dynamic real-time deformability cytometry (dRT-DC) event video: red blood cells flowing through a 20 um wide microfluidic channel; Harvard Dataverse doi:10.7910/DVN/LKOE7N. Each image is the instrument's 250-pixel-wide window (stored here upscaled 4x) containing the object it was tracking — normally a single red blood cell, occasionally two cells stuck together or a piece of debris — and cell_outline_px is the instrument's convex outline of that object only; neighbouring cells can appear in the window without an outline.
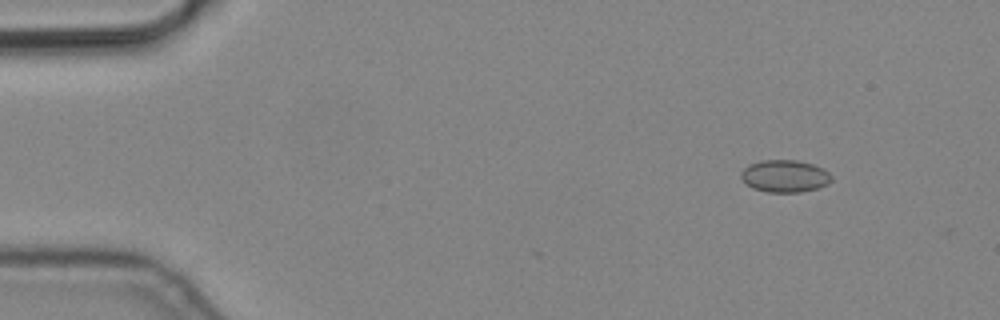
{"species": "common noctule bat (a hibernating species)", "species_latin": "Nyctalus noctula", "temperature_condition": "cold", "stored_images_in_passage": 6, "camera_frame_rate_fps": 3000, "um_per_image_px": 0.085, "animal": {"sex": "male", "body_mass_g": 19.2, "forearm_length_mm": 51.8}, "frame": {"image": 1, "passage_image": 2, "time_ms": 0.333, "image_size_px": [1000, 320], "cell_outline_px": [[832, 180], [828, 184], [816, 188], [800, 192], [768, 192], [752, 188], [740, 176], [740, 172], [748, 164], [760, 160], [796, 160], [812, 164], [824, 168], [832, 176]], "centroid_in_image_um": [66.71, 14.96], "position_along_channel_um": 18.3, "area_um2": 17.05}}
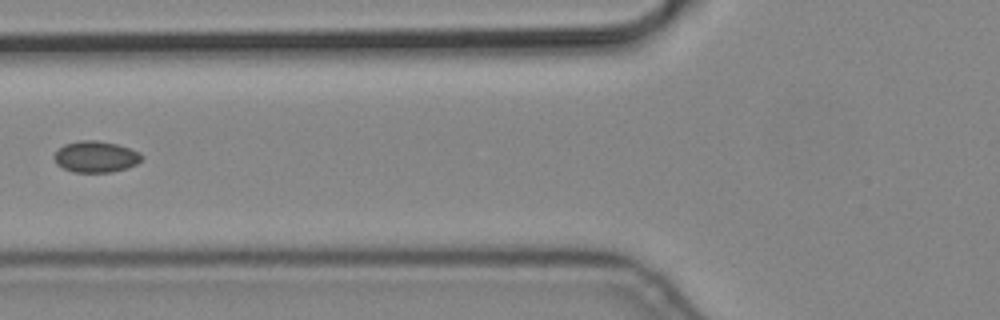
{"frame": {"image": 2, "passage_image": 5, "time_ms": 1.333, "image_size_px": [1000, 320], "cell_outline_px": [[144, 156], [136, 164], [128, 168], [112, 172], [72, 172], [56, 164], [52, 156], [64, 144], [80, 140], [96, 140], [116, 144], [140, 152]], "centroid_in_image_um": [8.13, 13.33], "position_along_channel_um": 117.7, "area_um2": 16.01}}
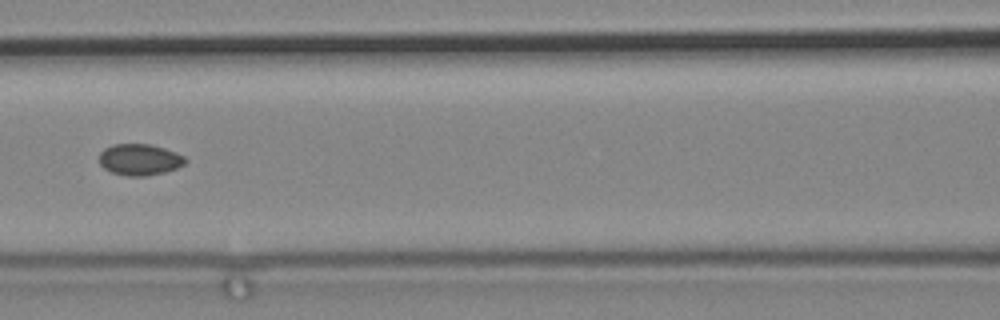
{"frame": {"image": 3, "passage_image": 6, "time_ms": 1.667, "image_size_px": [1000, 320], "cell_outline_px": [[188, 160], [184, 164], [176, 168], [164, 172], [148, 176], [128, 176], [112, 172], [104, 168], [100, 164], [100, 152], [104, 148], [112, 144], [152, 144], [176, 152], [184, 156]], "centroid_in_image_um": [11.88, 13.56], "position_along_channel_um": 154.7, "area_um2": 15.78}}